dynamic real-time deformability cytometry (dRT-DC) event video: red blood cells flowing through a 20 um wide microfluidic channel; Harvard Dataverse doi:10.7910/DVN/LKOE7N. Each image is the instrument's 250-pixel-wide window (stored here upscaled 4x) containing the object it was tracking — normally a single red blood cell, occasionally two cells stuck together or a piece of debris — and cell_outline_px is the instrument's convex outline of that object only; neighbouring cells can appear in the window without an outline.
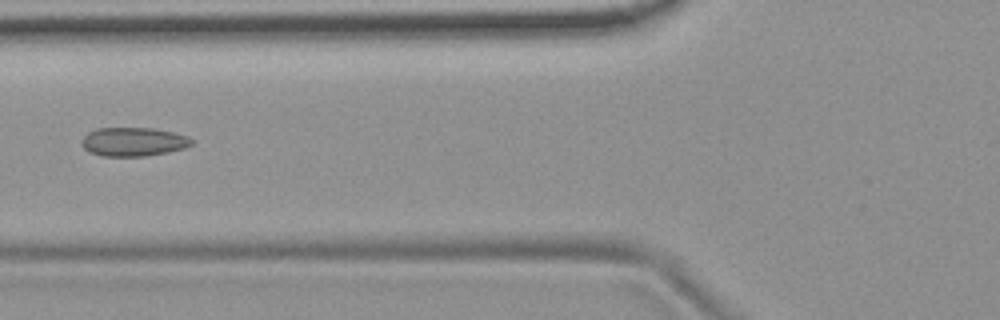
{"species": "common noctule bat (a hibernating species)", "species_latin": "Nyctalus noctula", "temperature_condition": "room temperature", "stored_images_in_passage": 6, "camera_frame_rate_fps": 3000, "um_per_image_px": 0.085, "animal": {"sex": "female", "body_mass_g": 19.9}, "frame": {"image": 1, "passage_image": 6, "time_ms": 1.667, "image_size_px": [1000, 320], "cell_outline_px": [[192, 144], [184, 148], [168, 152], [144, 156], [104, 156], [88, 152], [80, 144], [80, 140], [88, 132], [96, 128], [152, 128], [172, 132], [188, 136], [192, 140]], "centroid_in_image_um": [11.29, 12.05], "position_along_channel_um": 114.5, "area_um2": 18.5}}